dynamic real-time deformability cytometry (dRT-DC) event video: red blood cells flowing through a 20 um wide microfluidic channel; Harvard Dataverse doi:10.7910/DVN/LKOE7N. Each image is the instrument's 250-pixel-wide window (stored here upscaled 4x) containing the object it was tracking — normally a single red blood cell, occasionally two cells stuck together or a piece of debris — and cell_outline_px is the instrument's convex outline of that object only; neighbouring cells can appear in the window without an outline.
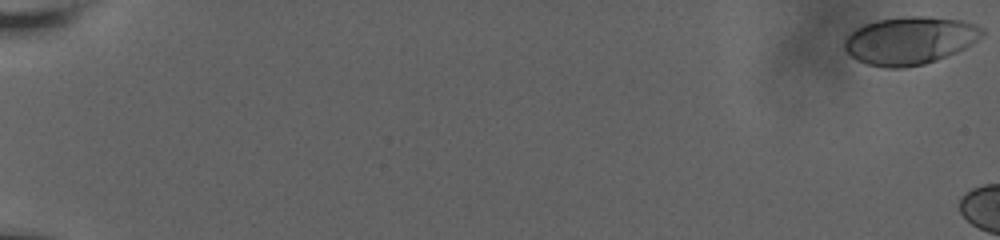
{"species": "human", "species_latin": "Homo sapiens", "temperature_condition": "room temperature", "stored_images_in_passage": 8, "camera_frame_rate_fps": 3000, "um_per_image_px": 0.085, "donor": {"sex": "male"}, "frame": {"image": 1, "passage_image": 1, "time_ms": 0.0, "image_size_px": [1000, 240], "cell_outline_px": [[984, 36], [964, 48], [956, 52], [936, 60], [924, 64], [900, 68], [884, 68], [868, 64], [856, 60], [844, 48], [844, 40], [856, 28], [864, 24], [876, 20], [904, 16], [928, 16], [964, 20], [976, 24], [984, 28]], "centroid_in_image_um": [77.36, 3.43], "position_along_channel_um": 7.6, "area_um2": 38.55}}